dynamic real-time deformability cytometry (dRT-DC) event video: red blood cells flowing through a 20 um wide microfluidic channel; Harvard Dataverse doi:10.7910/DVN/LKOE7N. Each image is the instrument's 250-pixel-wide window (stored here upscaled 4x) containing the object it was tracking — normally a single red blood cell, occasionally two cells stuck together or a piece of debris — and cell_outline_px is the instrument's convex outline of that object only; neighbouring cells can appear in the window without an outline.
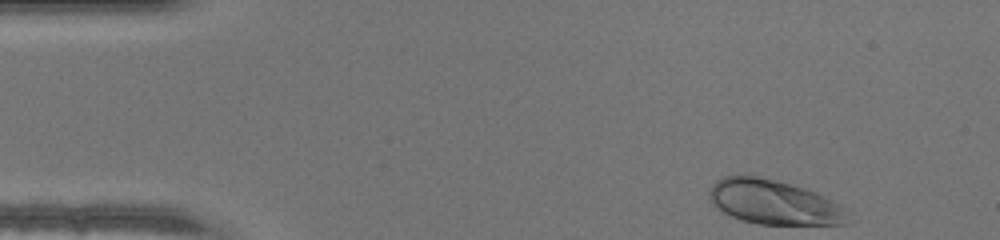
{"species": "human", "species_latin": "Homo sapiens", "temperature_condition": "warm", "stored_images_in_passage": 42, "camera_frame_rate_fps": 3000, "um_per_image_px": 0.085, "donor": {"sex": "male"}, "frame": {"image": 1, "passage_image": 1, "time_ms": 0.0, "image_size_px": [1000, 240], "cell_outline_px": [[860, 220], [848, 224], [760, 224], [740, 220], [716, 208], [712, 204], [708, 196], [708, 192], [712, 184], [716, 180], [724, 176], [756, 176], [792, 184], [816, 192], [832, 200], [852, 212]], "centroid_in_image_um": [65.89, 17.21], "position_along_channel_um": 19.1, "area_um2": 36.59}}
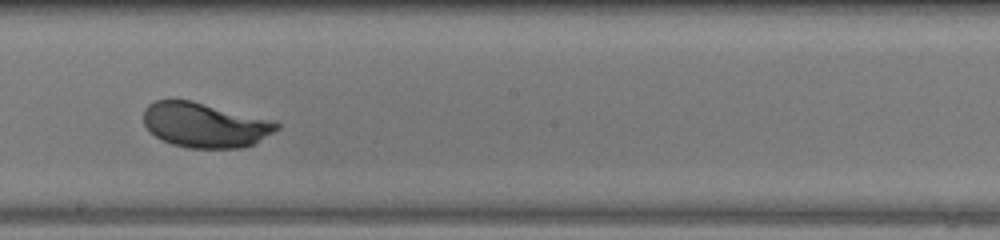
{"frame": {"image": 2, "passage_image": 22, "time_ms": 7.0, "image_size_px": [1000, 240], "cell_outline_px": [[280, 128], [256, 144], [240, 148], [188, 148], [172, 144], [160, 140], [144, 124], [144, 108], [148, 104], [156, 100], [192, 100], [276, 120], [280, 124]], "centroid_in_image_um": [17.47, 10.62], "position_along_channel_um": 230.7, "area_um2": 35.26}}
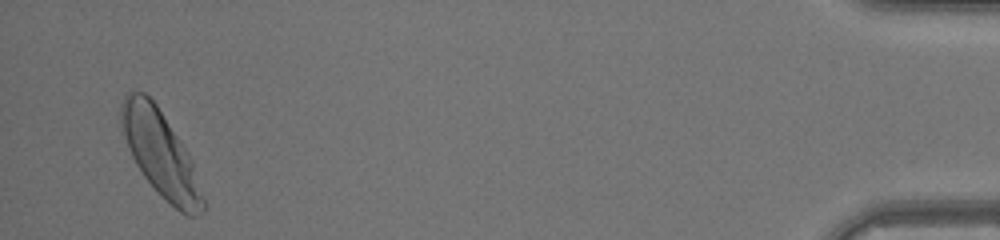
{"frame": {"image": 3, "passage_image": 41, "time_ms": 13.333, "image_size_px": [1000, 240], "cell_outline_px": [[208, 204], [196, 216], [188, 216], [180, 212], [144, 176], [136, 164], [128, 148], [124, 136], [120, 120], [120, 104], [124, 96], [132, 88], [144, 92], [156, 104], [188, 152], [192, 160]], "centroid_in_image_um": [13.66, 13.03], "position_along_channel_um": 421.5, "area_um2": 40.52}}